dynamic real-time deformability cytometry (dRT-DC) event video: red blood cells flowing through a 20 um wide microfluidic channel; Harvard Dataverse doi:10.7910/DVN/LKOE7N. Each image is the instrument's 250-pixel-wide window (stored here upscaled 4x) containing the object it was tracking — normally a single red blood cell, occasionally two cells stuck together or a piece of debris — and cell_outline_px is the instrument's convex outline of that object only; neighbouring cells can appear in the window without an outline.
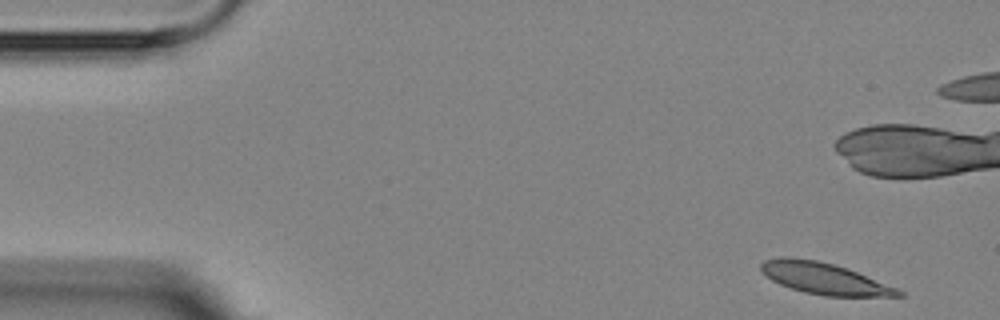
{"species": "Egyptian fruit bat (a non-hibernating species)", "species_latin": "Rousettus aegyptiacus", "temperature_condition": "room temperature", "stored_images_in_passage": 6, "camera_frame_rate_fps": 3000, "um_per_image_px": 0.085, "animal": {"sex": "female"}, "frame": {"image": 1, "passage_image": 1, "time_ms": 0.0, "image_size_px": [1000, 320], "cell_outline_px": [[904, 296], [824, 296], [804, 292], [780, 284], [772, 280], [760, 272], [760, 264], [764, 260], [780, 256], [788, 256], [816, 260], [832, 264], [856, 272], [896, 288], [904, 292]], "centroid_in_image_um": [69.99, 23.66], "position_along_channel_um": 15.0, "area_um2": 24.91}}